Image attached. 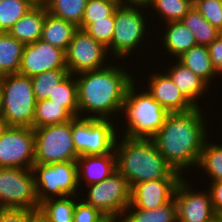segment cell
Here are the masks:
<instances>
[{
	"label": "cell",
	"instance_id": "7bdbcfd3",
	"mask_svg": "<svg viewBox=\"0 0 222 222\" xmlns=\"http://www.w3.org/2000/svg\"><path fill=\"white\" fill-rule=\"evenodd\" d=\"M128 3H123V0H117L119 6H124V7H136L138 6L141 8V6L144 7H149L151 6L152 0H125ZM132 4V5H131Z\"/></svg>",
	"mask_w": 222,
	"mask_h": 222
},
{
	"label": "cell",
	"instance_id": "5b68a950",
	"mask_svg": "<svg viewBox=\"0 0 222 222\" xmlns=\"http://www.w3.org/2000/svg\"><path fill=\"white\" fill-rule=\"evenodd\" d=\"M134 81L129 85L123 108L128 125L125 132L130 138H152L162 127L169 112L149 93H135Z\"/></svg>",
	"mask_w": 222,
	"mask_h": 222
},
{
	"label": "cell",
	"instance_id": "7a4b0ae2",
	"mask_svg": "<svg viewBox=\"0 0 222 222\" xmlns=\"http://www.w3.org/2000/svg\"><path fill=\"white\" fill-rule=\"evenodd\" d=\"M79 74L76 82L80 114L83 111L94 112L95 116L88 117L108 119L111 113L122 110L126 91L134 81L126 71L106 65L102 69Z\"/></svg>",
	"mask_w": 222,
	"mask_h": 222
},
{
	"label": "cell",
	"instance_id": "e0dca14e",
	"mask_svg": "<svg viewBox=\"0 0 222 222\" xmlns=\"http://www.w3.org/2000/svg\"><path fill=\"white\" fill-rule=\"evenodd\" d=\"M148 86V93L169 113L187 112L195 108L168 74H152Z\"/></svg>",
	"mask_w": 222,
	"mask_h": 222
},
{
	"label": "cell",
	"instance_id": "1f68e13d",
	"mask_svg": "<svg viewBox=\"0 0 222 222\" xmlns=\"http://www.w3.org/2000/svg\"><path fill=\"white\" fill-rule=\"evenodd\" d=\"M34 7L28 0H3L0 2V32L12 28L18 19Z\"/></svg>",
	"mask_w": 222,
	"mask_h": 222
},
{
	"label": "cell",
	"instance_id": "2e32d148",
	"mask_svg": "<svg viewBox=\"0 0 222 222\" xmlns=\"http://www.w3.org/2000/svg\"><path fill=\"white\" fill-rule=\"evenodd\" d=\"M182 179H156L135 184L131 188V208L154 210L175 198L176 188Z\"/></svg>",
	"mask_w": 222,
	"mask_h": 222
},
{
	"label": "cell",
	"instance_id": "d6a6232c",
	"mask_svg": "<svg viewBox=\"0 0 222 222\" xmlns=\"http://www.w3.org/2000/svg\"><path fill=\"white\" fill-rule=\"evenodd\" d=\"M198 165L206 170L212 182L222 181V146L205 141Z\"/></svg>",
	"mask_w": 222,
	"mask_h": 222
},
{
	"label": "cell",
	"instance_id": "d4e9b609",
	"mask_svg": "<svg viewBox=\"0 0 222 222\" xmlns=\"http://www.w3.org/2000/svg\"><path fill=\"white\" fill-rule=\"evenodd\" d=\"M180 21L192 32L197 45L209 46L222 34L194 6Z\"/></svg>",
	"mask_w": 222,
	"mask_h": 222
},
{
	"label": "cell",
	"instance_id": "cb8c5ba5",
	"mask_svg": "<svg viewBox=\"0 0 222 222\" xmlns=\"http://www.w3.org/2000/svg\"><path fill=\"white\" fill-rule=\"evenodd\" d=\"M163 43L168 52L177 59L193 46L197 45L192 32L181 22L168 23Z\"/></svg>",
	"mask_w": 222,
	"mask_h": 222
},
{
	"label": "cell",
	"instance_id": "d590c367",
	"mask_svg": "<svg viewBox=\"0 0 222 222\" xmlns=\"http://www.w3.org/2000/svg\"><path fill=\"white\" fill-rule=\"evenodd\" d=\"M84 30L109 50L114 33V13L107 20H93Z\"/></svg>",
	"mask_w": 222,
	"mask_h": 222
},
{
	"label": "cell",
	"instance_id": "9a60e30c",
	"mask_svg": "<svg viewBox=\"0 0 222 222\" xmlns=\"http://www.w3.org/2000/svg\"><path fill=\"white\" fill-rule=\"evenodd\" d=\"M185 180L176 188L178 222H214L219 216L215 213L210 192L190 191Z\"/></svg>",
	"mask_w": 222,
	"mask_h": 222
},
{
	"label": "cell",
	"instance_id": "836d02e7",
	"mask_svg": "<svg viewBox=\"0 0 222 222\" xmlns=\"http://www.w3.org/2000/svg\"><path fill=\"white\" fill-rule=\"evenodd\" d=\"M151 5L170 23L180 21L194 6V0H152Z\"/></svg>",
	"mask_w": 222,
	"mask_h": 222
},
{
	"label": "cell",
	"instance_id": "7c38bea8",
	"mask_svg": "<svg viewBox=\"0 0 222 222\" xmlns=\"http://www.w3.org/2000/svg\"><path fill=\"white\" fill-rule=\"evenodd\" d=\"M107 48L96 41L85 30L78 28L65 51V62L69 74L99 70L103 66Z\"/></svg>",
	"mask_w": 222,
	"mask_h": 222
},
{
	"label": "cell",
	"instance_id": "ab89813d",
	"mask_svg": "<svg viewBox=\"0 0 222 222\" xmlns=\"http://www.w3.org/2000/svg\"><path fill=\"white\" fill-rule=\"evenodd\" d=\"M209 192L215 213L222 217V181L212 182Z\"/></svg>",
	"mask_w": 222,
	"mask_h": 222
},
{
	"label": "cell",
	"instance_id": "484cf974",
	"mask_svg": "<svg viewBox=\"0 0 222 222\" xmlns=\"http://www.w3.org/2000/svg\"><path fill=\"white\" fill-rule=\"evenodd\" d=\"M74 116L62 106L49 99L40 100L36 103L33 128L62 124L72 120Z\"/></svg>",
	"mask_w": 222,
	"mask_h": 222
},
{
	"label": "cell",
	"instance_id": "ffe728a7",
	"mask_svg": "<svg viewBox=\"0 0 222 222\" xmlns=\"http://www.w3.org/2000/svg\"><path fill=\"white\" fill-rule=\"evenodd\" d=\"M77 29L78 27L74 23L56 17L47 12L46 9V16L40 39L65 52Z\"/></svg>",
	"mask_w": 222,
	"mask_h": 222
},
{
	"label": "cell",
	"instance_id": "c3c4849f",
	"mask_svg": "<svg viewBox=\"0 0 222 222\" xmlns=\"http://www.w3.org/2000/svg\"><path fill=\"white\" fill-rule=\"evenodd\" d=\"M104 222H117V221L107 218Z\"/></svg>",
	"mask_w": 222,
	"mask_h": 222
},
{
	"label": "cell",
	"instance_id": "f546056e",
	"mask_svg": "<svg viewBox=\"0 0 222 222\" xmlns=\"http://www.w3.org/2000/svg\"><path fill=\"white\" fill-rule=\"evenodd\" d=\"M50 198L39 204V208L47 216L50 222H73L74 209L76 202L73 201L72 196L57 198ZM72 199V200H71Z\"/></svg>",
	"mask_w": 222,
	"mask_h": 222
},
{
	"label": "cell",
	"instance_id": "ac0fdd59",
	"mask_svg": "<svg viewBox=\"0 0 222 222\" xmlns=\"http://www.w3.org/2000/svg\"><path fill=\"white\" fill-rule=\"evenodd\" d=\"M76 164L78 187L82 177H85L84 179L89 183L88 185L99 183L117 170L116 153L79 156Z\"/></svg>",
	"mask_w": 222,
	"mask_h": 222
},
{
	"label": "cell",
	"instance_id": "83f0119b",
	"mask_svg": "<svg viewBox=\"0 0 222 222\" xmlns=\"http://www.w3.org/2000/svg\"><path fill=\"white\" fill-rule=\"evenodd\" d=\"M88 0H47V12L52 15L74 23L77 27L81 25Z\"/></svg>",
	"mask_w": 222,
	"mask_h": 222
},
{
	"label": "cell",
	"instance_id": "7dc6e473",
	"mask_svg": "<svg viewBox=\"0 0 222 222\" xmlns=\"http://www.w3.org/2000/svg\"><path fill=\"white\" fill-rule=\"evenodd\" d=\"M214 222H222V217H218Z\"/></svg>",
	"mask_w": 222,
	"mask_h": 222
},
{
	"label": "cell",
	"instance_id": "6da1fadb",
	"mask_svg": "<svg viewBox=\"0 0 222 222\" xmlns=\"http://www.w3.org/2000/svg\"><path fill=\"white\" fill-rule=\"evenodd\" d=\"M199 107L187 112L169 113L160 130L152 137L159 152L174 171L198 165L206 141L204 117Z\"/></svg>",
	"mask_w": 222,
	"mask_h": 222
},
{
	"label": "cell",
	"instance_id": "b9f144b4",
	"mask_svg": "<svg viewBox=\"0 0 222 222\" xmlns=\"http://www.w3.org/2000/svg\"><path fill=\"white\" fill-rule=\"evenodd\" d=\"M27 222H50L40 208L27 210Z\"/></svg>",
	"mask_w": 222,
	"mask_h": 222
},
{
	"label": "cell",
	"instance_id": "4dcf8cb0",
	"mask_svg": "<svg viewBox=\"0 0 222 222\" xmlns=\"http://www.w3.org/2000/svg\"><path fill=\"white\" fill-rule=\"evenodd\" d=\"M68 75V69H55L31 77L36 100L48 99L49 95L52 94V91L55 89V86Z\"/></svg>",
	"mask_w": 222,
	"mask_h": 222
},
{
	"label": "cell",
	"instance_id": "60d3db41",
	"mask_svg": "<svg viewBox=\"0 0 222 222\" xmlns=\"http://www.w3.org/2000/svg\"><path fill=\"white\" fill-rule=\"evenodd\" d=\"M0 222H27V210L5 209L0 212Z\"/></svg>",
	"mask_w": 222,
	"mask_h": 222
},
{
	"label": "cell",
	"instance_id": "bcb514c9",
	"mask_svg": "<svg viewBox=\"0 0 222 222\" xmlns=\"http://www.w3.org/2000/svg\"><path fill=\"white\" fill-rule=\"evenodd\" d=\"M0 115H2V106H1V90H0Z\"/></svg>",
	"mask_w": 222,
	"mask_h": 222
},
{
	"label": "cell",
	"instance_id": "9c48e42d",
	"mask_svg": "<svg viewBox=\"0 0 222 222\" xmlns=\"http://www.w3.org/2000/svg\"><path fill=\"white\" fill-rule=\"evenodd\" d=\"M86 204L99 210L108 219L119 220L131 202V188L126 178L114 171L107 179L88 185Z\"/></svg>",
	"mask_w": 222,
	"mask_h": 222
},
{
	"label": "cell",
	"instance_id": "30bf717a",
	"mask_svg": "<svg viewBox=\"0 0 222 222\" xmlns=\"http://www.w3.org/2000/svg\"><path fill=\"white\" fill-rule=\"evenodd\" d=\"M32 171L35 175V188L39 204L50 199L49 194L60 198L77 196L75 192L78 189L76 161L34 164Z\"/></svg>",
	"mask_w": 222,
	"mask_h": 222
},
{
	"label": "cell",
	"instance_id": "e575fe53",
	"mask_svg": "<svg viewBox=\"0 0 222 222\" xmlns=\"http://www.w3.org/2000/svg\"><path fill=\"white\" fill-rule=\"evenodd\" d=\"M118 6L117 0H88L78 28L84 30L93 20H107Z\"/></svg>",
	"mask_w": 222,
	"mask_h": 222
},
{
	"label": "cell",
	"instance_id": "277c9868",
	"mask_svg": "<svg viewBox=\"0 0 222 222\" xmlns=\"http://www.w3.org/2000/svg\"><path fill=\"white\" fill-rule=\"evenodd\" d=\"M0 90L7 125L33 128L37 100L31 77L19 73L0 76Z\"/></svg>",
	"mask_w": 222,
	"mask_h": 222
},
{
	"label": "cell",
	"instance_id": "4316f807",
	"mask_svg": "<svg viewBox=\"0 0 222 222\" xmlns=\"http://www.w3.org/2000/svg\"><path fill=\"white\" fill-rule=\"evenodd\" d=\"M119 222H178L175 198L154 210L132 208V212Z\"/></svg>",
	"mask_w": 222,
	"mask_h": 222
},
{
	"label": "cell",
	"instance_id": "681fc988",
	"mask_svg": "<svg viewBox=\"0 0 222 222\" xmlns=\"http://www.w3.org/2000/svg\"><path fill=\"white\" fill-rule=\"evenodd\" d=\"M3 210H5V209L3 208V205H2V203L0 202V212L3 211Z\"/></svg>",
	"mask_w": 222,
	"mask_h": 222
},
{
	"label": "cell",
	"instance_id": "44dd1931",
	"mask_svg": "<svg viewBox=\"0 0 222 222\" xmlns=\"http://www.w3.org/2000/svg\"><path fill=\"white\" fill-rule=\"evenodd\" d=\"M186 99L198 107L196 100L206 90L207 83L183 65L179 60L167 73Z\"/></svg>",
	"mask_w": 222,
	"mask_h": 222
},
{
	"label": "cell",
	"instance_id": "52a82bcc",
	"mask_svg": "<svg viewBox=\"0 0 222 222\" xmlns=\"http://www.w3.org/2000/svg\"><path fill=\"white\" fill-rule=\"evenodd\" d=\"M35 164H54L76 161L72 140L71 120L62 123L34 128Z\"/></svg>",
	"mask_w": 222,
	"mask_h": 222
},
{
	"label": "cell",
	"instance_id": "f35d334b",
	"mask_svg": "<svg viewBox=\"0 0 222 222\" xmlns=\"http://www.w3.org/2000/svg\"><path fill=\"white\" fill-rule=\"evenodd\" d=\"M212 64L218 73H222V34L208 46Z\"/></svg>",
	"mask_w": 222,
	"mask_h": 222
},
{
	"label": "cell",
	"instance_id": "74e56055",
	"mask_svg": "<svg viewBox=\"0 0 222 222\" xmlns=\"http://www.w3.org/2000/svg\"><path fill=\"white\" fill-rule=\"evenodd\" d=\"M107 219L99 210L83 203H76L73 222H104Z\"/></svg>",
	"mask_w": 222,
	"mask_h": 222
},
{
	"label": "cell",
	"instance_id": "8992f818",
	"mask_svg": "<svg viewBox=\"0 0 222 222\" xmlns=\"http://www.w3.org/2000/svg\"><path fill=\"white\" fill-rule=\"evenodd\" d=\"M108 119L74 117L71 120L72 140L79 156L104 155L115 151L116 130Z\"/></svg>",
	"mask_w": 222,
	"mask_h": 222
},
{
	"label": "cell",
	"instance_id": "ee69618b",
	"mask_svg": "<svg viewBox=\"0 0 222 222\" xmlns=\"http://www.w3.org/2000/svg\"><path fill=\"white\" fill-rule=\"evenodd\" d=\"M8 127L6 120L2 115H0V135L4 132V130Z\"/></svg>",
	"mask_w": 222,
	"mask_h": 222
},
{
	"label": "cell",
	"instance_id": "5bb4252c",
	"mask_svg": "<svg viewBox=\"0 0 222 222\" xmlns=\"http://www.w3.org/2000/svg\"><path fill=\"white\" fill-rule=\"evenodd\" d=\"M67 69L65 52L41 39L25 44L19 74L33 77L45 71Z\"/></svg>",
	"mask_w": 222,
	"mask_h": 222
},
{
	"label": "cell",
	"instance_id": "603a6c76",
	"mask_svg": "<svg viewBox=\"0 0 222 222\" xmlns=\"http://www.w3.org/2000/svg\"><path fill=\"white\" fill-rule=\"evenodd\" d=\"M24 44L0 32V76L19 73Z\"/></svg>",
	"mask_w": 222,
	"mask_h": 222
},
{
	"label": "cell",
	"instance_id": "3957f363",
	"mask_svg": "<svg viewBox=\"0 0 222 222\" xmlns=\"http://www.w3.org/2000/svg\"><path fill=\"white\" fill-rule=\"evenodd\" d=\"M115 144L116 167L130 188L135 184L156 179H183L159 152L152 138L124 139ZM116 146L117 149H116Z\"/></svg>",
	"mask_w": 222,
	"mask_h": 222
},
{
	"label": "cell",
	"instance_id": "8fae6325",
	"mask_svg": "<svg viewBox=\"0 0 222 222\" xmlns=\"http://www.w3.org/2000/svg\"><path fill=\"white\" fill-rule=\"evenodd\" d=\"M34 164V128L8 126L0 135V167L32 169Z\"/></svg>",
	"mask_w": 222,
	"mask_h": 222
},
{
	"label": "cell",
	"instance_id": "4fadbf2b",
	"mask_svg": "<svg viewBox=\"0 0 222 222\" xmlns=\"http://www.w3.org/2000/svg\"><path fill=\"white\" fill-rule=\"evenodd\" d=\"M136 7L118 6L114 12V33L109 46L118 57H125L141 43L145 33L144 17Z\"/></svg>",
	"mask_w": 222,
	"mask_h": 222
},
{
	"label": "cell",
	"instance_id": "d6986e66",
	"mask_svg": "<svg viewBox=\"0 0 222 222\" xmlns=\"http://www.w3.org/2000/svg\"><path fill=\"white\" fill-rule=\"evenodd\" d=\"M46 16V6H34L18 19L8 33L19 42L31 44L41 38Z\"/></svg>",
	"mask_w": 222,
	"mask_h": 222
},
{
	"label": "cell",
	"instance_id": "ba28073f",
	"mask_svg": "<svg viewBox=\"0 0 222 222\" xmlns=\"http://www.w3.org/2000/svg\"><path fill=\"white\" fill-rule=\"evenodd\" d=\"M32 169L0 167V202L4 209L39 208Z\"/></svg>",
	"mask_w": 222,
	"mask_h": 222
},
{
	"label": "cell",
	"instance_id": "7402d4cb",
	"mask_svg": "<svg viewBox=\"0 0 222 222\" xmlns=\"http://www.w3.org/2000/svg\"><path fill=\"white\" fill-rule=\"evenodd\" d=\"M177 60L202 78L207 84L218 73L212 64L208 46L195 45Z\"/></svg>",
	"mask_w": 222,
	"mask_h": 222
},
{
	"label": "cell",
	"instance_id": "f1b7e54d",
	"mask_svg": "<svg viewBox=\"0 0 222 222\" xmlns=\"http://www.w3.org/2000/svg\"><path fill=\"white\" fill-rule=\"evenodd\" d=\"M71 78L72 74H69L57 84L48 99L56 104H62L74 117H78L80 115L78 114L77 82L76 79Z\"/></svg>",
	"mask_w": 222,
	"mask_h": 222
},
{
	"label": "cell",
	"instance_id": "f6af8a7d",
	"mask_svg": "<svg viewBox=\"0 0 222 222\" xmlns=\"http://www.w3.org/2000/svg\"><path fill=\"white\" fill-rule=\"evenodd\" d=\"M34 6H45L47 0H28Z\"/></svg>",
	"mask_w": 222,
	"mask_h": 222
},
{
	"label": "cell",
	"instance_id": "8d00e7d4",
	"mask_svg": "<svg viewBox=\"0 0 222 222\" xmlns=\"http://www.w3.org/2000/svg\"><path fill=\"white\" fill-rule=\"evenodd\" d=\"M194 7L210 24L222 32V1L194 0Z\"/></svg>",
	"mask_w": 222,
	"mask_h": 222
}]
</instances>
